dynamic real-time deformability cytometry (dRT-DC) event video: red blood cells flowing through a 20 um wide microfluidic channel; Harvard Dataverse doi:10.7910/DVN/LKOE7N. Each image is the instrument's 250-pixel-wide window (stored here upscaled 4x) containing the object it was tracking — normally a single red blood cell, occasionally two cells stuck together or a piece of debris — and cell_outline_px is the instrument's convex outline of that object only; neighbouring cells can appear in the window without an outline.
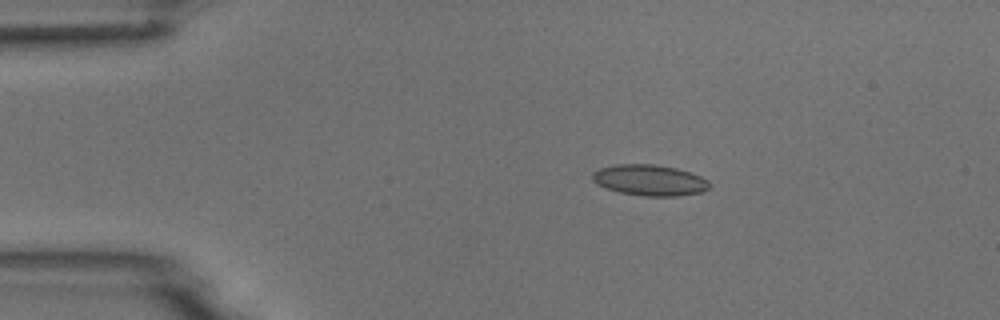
{"species": "common noctule bat (a hibernating species)", "species_latin": "Nyctalus noctula", "temperature_condition": "room temperature", "stored_images_in_passage": 6, "camera_frame_rate_fps": 3000, "um_per_image_px": 0.085, "animal": {"sex": "male", "body_mass_g": 18.8}, "frame": {"image": 1, "passage_image": 1, "time_ms": 0.0, "image_size_px": [1000, 320], "cell_outline_px": [[712, 184], [704, 192], [676, 196], [644, 196], [620, 192], [604, 188], [596, 184], [592, 180], [592, 172], [600, 168], [616, 164], [652, 164], [676, 168], [692, 172], [708, 180]], "centroid_in_image_um": [55.22, 15.32], "position_along_channel_um": 29.8, "area_um2": 21.33}}
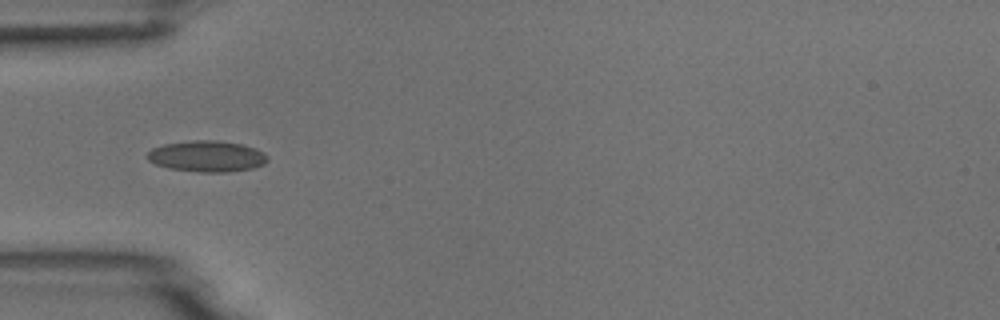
{"frame": {"image": 2, "passage_image": 3, "time_ms": 2.333, "image_size_px": [1000, 320], "cell_outline_px": [[268, 160], [264, 164], [252, 168], [228, 172], [200, 172], [168, 168], [156, 164], [148, 160], [144, 156], [152, 148], [164, 144], [192, 140], [216, 140], [240, 144], [256, 148], [264, 152], [268, 156]], "centroid_in_image_um": [17.58, 13.28], "position_along_channel_um": 67.4, "area_um2": 21.91}}